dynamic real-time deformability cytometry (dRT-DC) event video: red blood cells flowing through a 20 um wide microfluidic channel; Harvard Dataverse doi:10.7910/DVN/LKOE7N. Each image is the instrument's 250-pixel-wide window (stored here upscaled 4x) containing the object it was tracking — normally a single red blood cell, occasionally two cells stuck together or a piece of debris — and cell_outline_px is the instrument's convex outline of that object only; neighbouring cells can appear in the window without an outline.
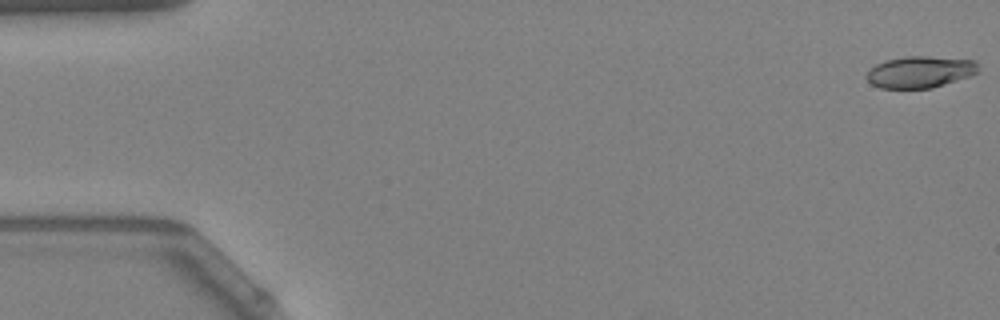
{"species": "Egyptian fruit bat (a non-hibernating species)", "species_latin": "Rousettus aegyptiacus", "temperature_condition": "warm", "stored_images_in_passage": 54, "camera_frame_rate_fps": 3000, "um_per_image_px": 0.085, "animal": {"sex": "female"}, "frame": {"image": 1, "passage_image": 1, "time_ms": 0.0, "image_size_px": [1000, 320], "cell_outline_px": [[976, 72], [968, 76], [932, 88], [880, 88], [872, 84], [864, 76], [876, 64], [888, 60], [904, 56], [928, 56], [972, 60], [976, 64]], "centroid_in_image_um": [78.14, 6.12], "position_along_channel_um": 6.9, "area_um2": 20.17}}
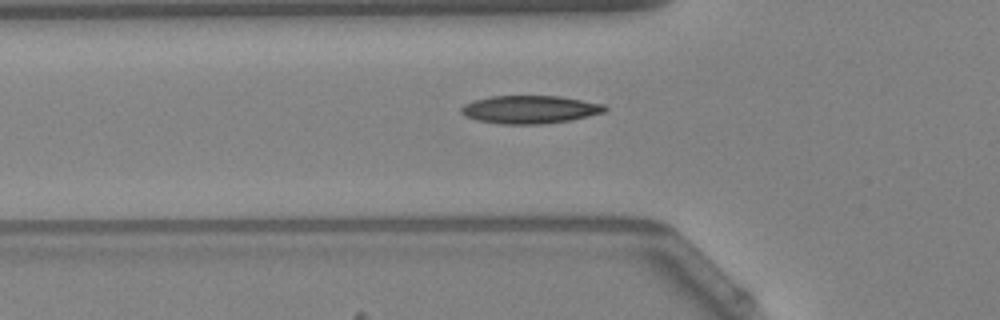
{"frame": {"image": 2, "passage_image": 19, "time_ms": 6.0, "image_size_px": [1000, 320], "cell_outline_px": [[608, 108], [604, 112], [568, 120], [544, 124], [500, 124], [476, 120], [464, 116], [460, 112], [460, 108], [464, 104], [476, 100], [492, 96], [560, 96], [604, 104]], "centroid_in_image_um": [45.01, 9.31], "position_along_channel_um": 80.8, "area_um2": 23.35}}
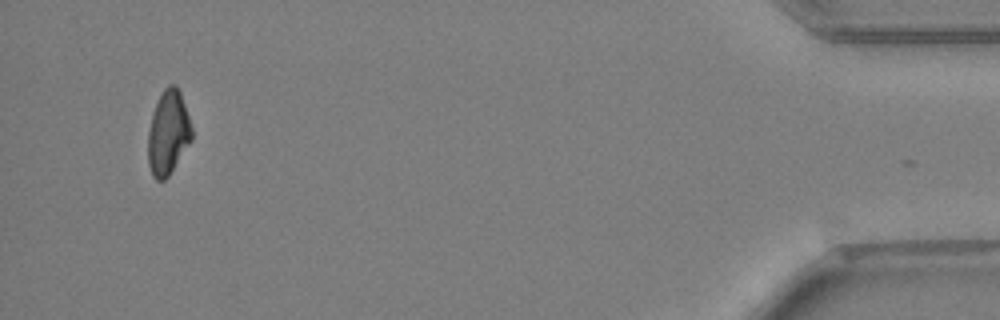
{"frame": {"image": 3, "passage_image": 52, "time_ms": 17.0, "image_size_px": [1000, 320], "cell_outline_px": [[192, 140], [168, 176], [164, 180], [156, 180], [152, 176], [148, 164], [148, 132], [152, 112], [164, 88], [168, 84], [176, 84], [180, 92], [192, 128]], "centroid_in_image_um": [14.28, 11.29], "position_along_channel_um": 420.9, "area_um2": 21.39}, "authors_computed_cell_mechanics": {"area_um2": 21.7617, "velocity_mm_per_s": 3.8056, "shape_relaxation_time_tau1_ms": 7.2945, "shape_relaxation_time_tau2_ms": 5.4641, "deformation_change_tau1": 0.1806, "deformation_change_tau2": 0.1185}}